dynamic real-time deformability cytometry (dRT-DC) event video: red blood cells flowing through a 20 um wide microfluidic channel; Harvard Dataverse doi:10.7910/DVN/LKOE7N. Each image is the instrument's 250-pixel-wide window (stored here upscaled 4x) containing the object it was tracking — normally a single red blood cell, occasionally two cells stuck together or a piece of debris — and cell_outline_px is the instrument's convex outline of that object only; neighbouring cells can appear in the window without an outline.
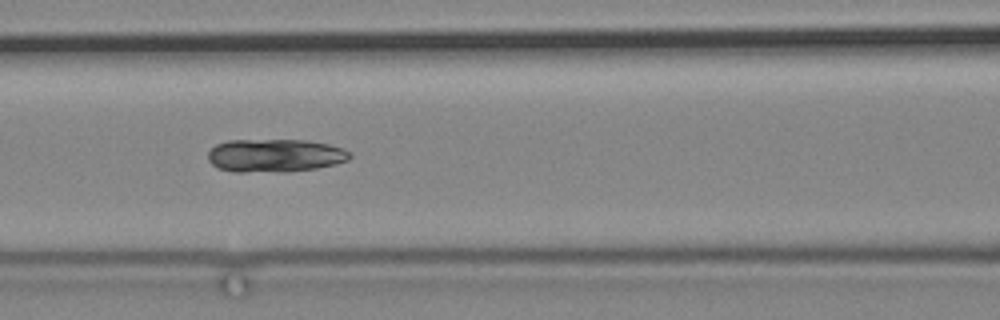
{"species": "common noctule bat (a hibernating species)", "species_latin": "Nyctalus noctula", "temperature_condition": "cold", "stored_images_in_passage": 9, "camera_frame_rate_fps": 3000, "um_per_image_px": 0.085, "animal": {"sex": "male", "body_mass_g": 19.2, "forearm_length_mm": 51.8}, "frame": {"image": 1, "passage_image": 9, "time_ms": 9.667, "image_size_px": [1000, 320], "cell_outline_px": [[352, 156], [348, 160], [336, 164], [316, 168], [288, 172], [236, 172], [216, 168], [208, 160], [208, 152], [216, 144], [228, 140], [304, 140], [328, 144], [344, 148], [352, 152]], "centroid_in_image_um": [23.38, 13.22], "position_along_channel_um": 143.2, "area_um2": 27.74}}